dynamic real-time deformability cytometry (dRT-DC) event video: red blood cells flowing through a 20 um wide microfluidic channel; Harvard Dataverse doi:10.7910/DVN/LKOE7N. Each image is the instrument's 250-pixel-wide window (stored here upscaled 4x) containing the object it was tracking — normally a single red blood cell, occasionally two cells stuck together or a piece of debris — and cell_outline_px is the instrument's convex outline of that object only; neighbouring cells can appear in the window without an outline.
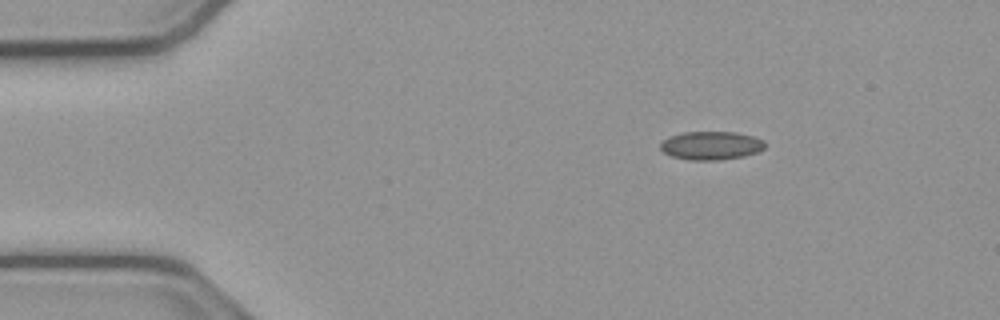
{"species": "common noctule bat (a hibernating species)", "species_latin": "Nyctalus noctula", "temperature_condition": "cold", "stored_images_in_passage": 43, "camera_frame_rate_fps": 3000, "um_per_image_px": 0.085, "animal": {"sex": "male", "body_mass_g": 23.1, "forearm_length_mm": 52.7}, "frame": {"image": 1, "passage_image": 1, "time_ms": 0.0, "image_size_px": [1000, 320], "cell_outline_px": [[764, 148], [756, 152], [744, 156], [720, 160], [692, 160], [672, 156], [664, 152], [660, 148], [660, 144], [664, 140], [672, 136], [684, 132], [736, 132], [752, 136], [764, 140]], "centroid_in_image_um": [60.46, 12.37], "position_along_channel_um": 24.5, "area_um2": 17.11}}
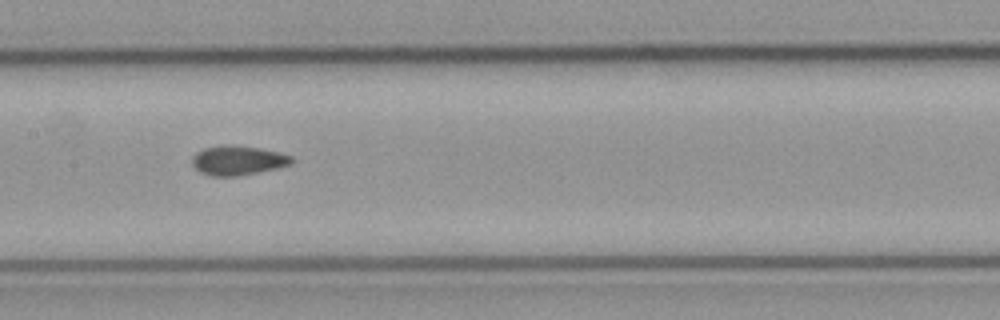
{"frame": {"image": 2, "passage_image": 19, "time_ms": 6.0, "image_size_px": [1000, 320], "cell_outline_px": [[296, 160], [292, 164], [280, 168], [236, 176], [212, 176], [200, 172], [192, 164], [192, 156], [196, 152], [204, 148], [228, 144], [260, 148], [280, 152], [292, 156]], "centroid_in_image_um": [20.26, 13.63], "position_along_channel_um": 187.1, "area_um2": 17.28}}
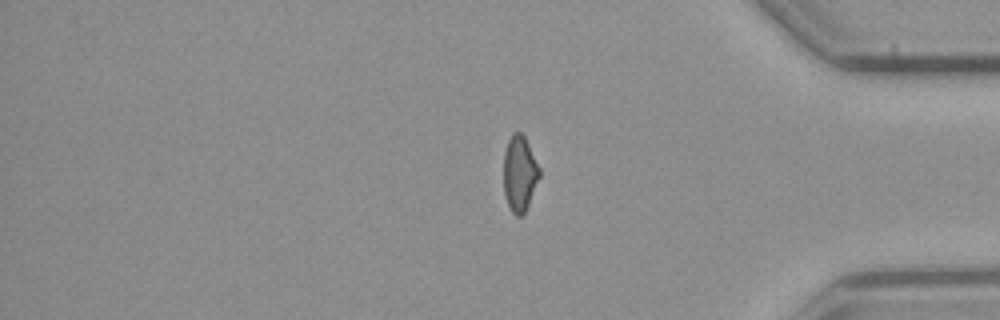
{"frame": {"image": 3, "passage_image": 37, "time_ms": 12.0, "image_size_px": [1000, 320], "cell_outline_px": [[540, 176], [528, 204], [524, 212], [520, 216], [516, 216], [512, 212], [508, 204], [504, 192], [504, 152], [508, 140], [512, 132], [520, 132], [524, 136], [540, 168]], "centroid_in_image_um": [44.16, 14.73], "position_along_channel_um": 391.0, "area_um2": 15.61}, "authors_computed_cell_mechanics": {"area_um2": 16.7042, "velocity_mm_per_s": 3.8186, "shape_relaxation_time_tau1_ms": null, "shape_relaxation_time_tau2_ms": 2.4842, "deformation_change_tau1": null, "deformation_change_tau2": 0.0584}}